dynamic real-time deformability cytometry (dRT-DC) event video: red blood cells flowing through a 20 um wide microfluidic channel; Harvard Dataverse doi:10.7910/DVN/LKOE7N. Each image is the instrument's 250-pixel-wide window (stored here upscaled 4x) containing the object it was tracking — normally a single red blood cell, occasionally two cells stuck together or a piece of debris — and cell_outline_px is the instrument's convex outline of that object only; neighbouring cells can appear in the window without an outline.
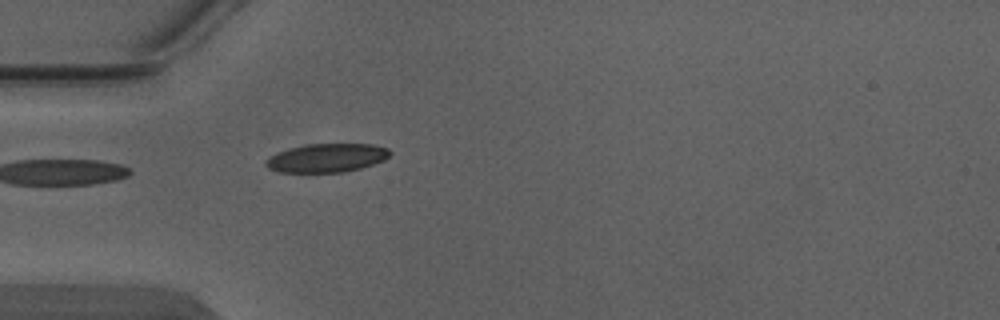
{"species": "Egyptian fruit bat (a non-hibernating species)", "species_latin": "Rousettus aegyptiacus", "temperature_condition": "warm", "stored_images_in_passage": 3, "camera_frame_rate_fps": 3000, "um_per_image_px": 0.085, "animal": {"sex": "male"}, "frame": {"image": 1, "passage_image": 3, "time_ms": 0.667, "image_size_px": [1000, 320], "cell_outline_px": [[392, 152], [384, 160], [360, 168], [344, 172], [280, 172], [268, 168], [264, 164], [264, 160], [268, 156], [292, 148], [308, 144], [372, 144], [388, 148]], "centroid_in_image_um": [27.77, 13.42], "position_along_channel_um": 57.2, "area_um2": 20.58}}